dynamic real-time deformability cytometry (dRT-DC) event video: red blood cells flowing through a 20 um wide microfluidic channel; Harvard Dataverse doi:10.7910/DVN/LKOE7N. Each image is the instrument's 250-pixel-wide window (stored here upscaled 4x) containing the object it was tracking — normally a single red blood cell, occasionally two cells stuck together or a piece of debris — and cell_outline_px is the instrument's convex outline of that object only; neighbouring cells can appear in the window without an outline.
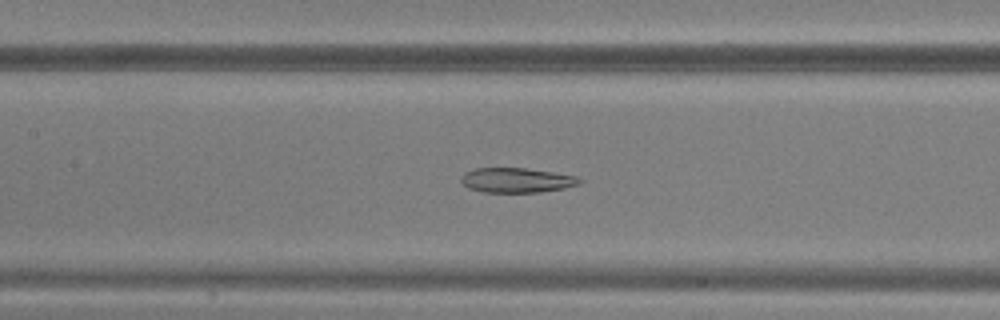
{"species": "common noctule bat (a hibernating species)", "species_latin": "Nyctalus noctula", "temperature_condition": "warm", "stored_images_in_passage": 44, "camera_frame_rate_fps": 3000, "um_per_image_px": 0.085, "animal": {"sex": "male", "body_mass_g": 20.5, "forearm_length_mm": 52.5}, "frame": {"image": 1, "passage_image": 18, "time_ms": 5.667, "image_size_px": [1000, 320], "cell_outline_px": [[584, 180], [580, 184], [564, 188], [540, 192], [484, 192], [468, 188], [460, 180], [460, 176], [464, 172], [476, 168], [524, 168], [552, 172], [576, 176]], "centroid_in_image_um": [43.91, 15.32], "position_along_channel_um": 163.5, "area_um2": 17.11}}
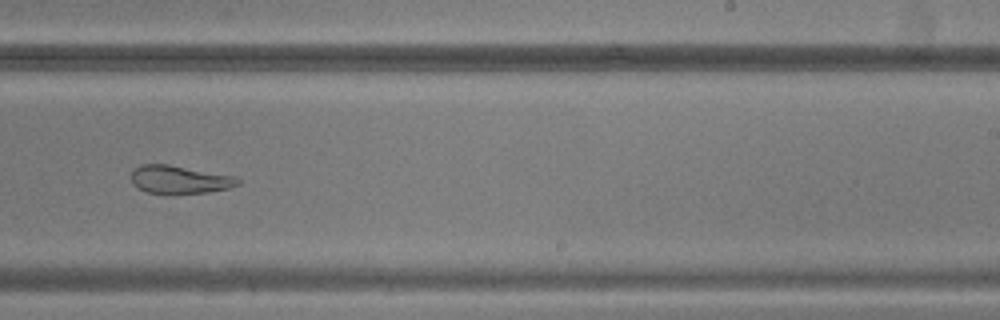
{"frame": {"image": 2, "passage_image": 26, "time_ms": 8.333, "image_size_px": [1000, 320], "cell_outline_px": [[240, 184], [228, 188], [208, 192], [172, 196], [148, 192], [136, 188], [132, 184], [132, 168], [140, 164], [168, 164], [236, 176], [240, 180]], "centroid_in_image_um": [15.23, 15.29], "position_along_channel_um": 273.8, "area_um2": 18.09}}
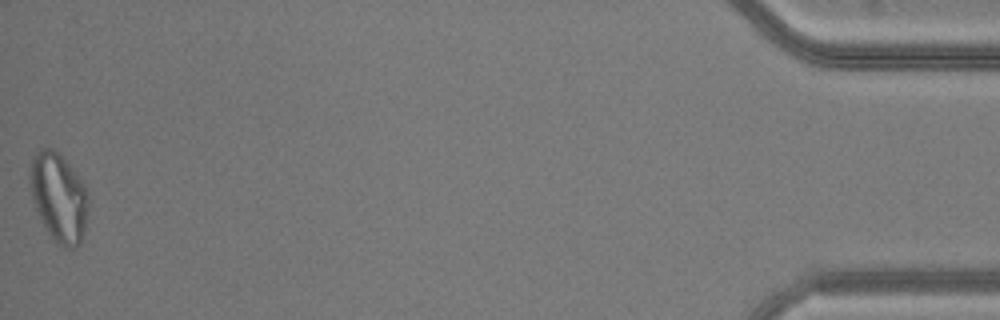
{"frame": {"image": 3, "passage_image": 44, "time_ms": 14.333, "image_size_px": [1000, 320], "cell_outline_px": [[88, 208], [84, 228], [80, 244], [72, 248], [60, 248], [52, 240], [40, 220], [32, 200], [28, 180], [28, 176], [32, 156], [40, 148], [52, 148], [76, 172], [84, 184], [88, 192]], "centroid_in_image_um": [4.96, 16.8], "position_along_channel_um": 430.2, "area_um2": 30.63}}